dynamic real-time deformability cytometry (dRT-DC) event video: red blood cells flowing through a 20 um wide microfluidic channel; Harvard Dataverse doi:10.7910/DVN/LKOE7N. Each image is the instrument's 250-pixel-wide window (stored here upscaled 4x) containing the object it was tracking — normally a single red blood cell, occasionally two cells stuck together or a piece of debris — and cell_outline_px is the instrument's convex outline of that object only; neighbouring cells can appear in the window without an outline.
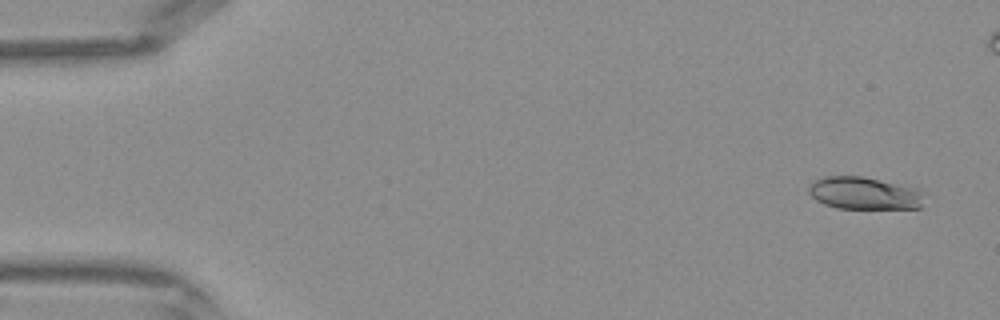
{"species": "Egyptian fruit bat (a non-hibernating species)", "species_latin": "Rousettus aegyptiacus", "temperature_condition": "warm", "stored_images_in_passage": 43, "camera_frame_rate_fps": 3000, "um_per_image_px": 0.085, "frame": {"image": 1, "passage_image": 2, "time_ms": 0.333, "image_size_px": [1000, 320], "cell_outline_px": [[924, 192], [920, 208], [840, 208], [824, 204], [816, 200], [808, 192], [808, 188], [816, 180], [824, 176], [860, 176], [916, 188]], "centroid_in_image_um": [73.45, 16.42], "position_along_channel_um": 11.5, "area_um2": 21.5}}
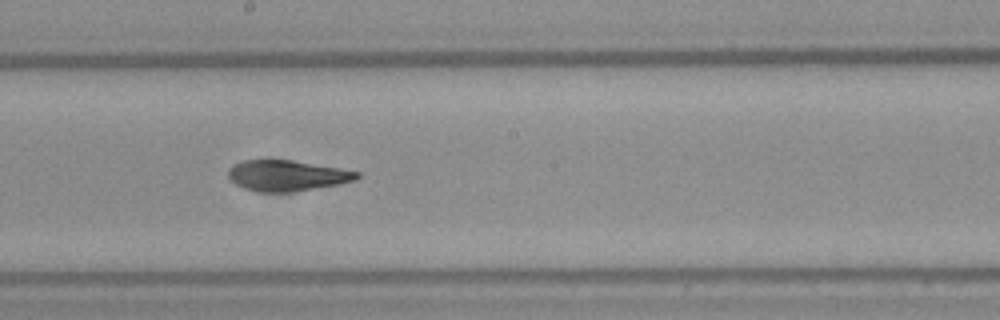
{"frame": {"image": 2, "passage_image": 23, "time_ms": 7.333, "image_size_px": [1000, 320], "cell_outline_px": [[360, 176], [356, 180], [336, 184], [292, 192], [260, 192], [244, 188], [236, 184], [228, 176], [228, 168], [232, 164], [240, 160], [292, 160], [360, 172]], "centroid_in_image_um": [24.34, 14.92], "position_along_channel_um": 223.9, "area_um2": 22.89}}
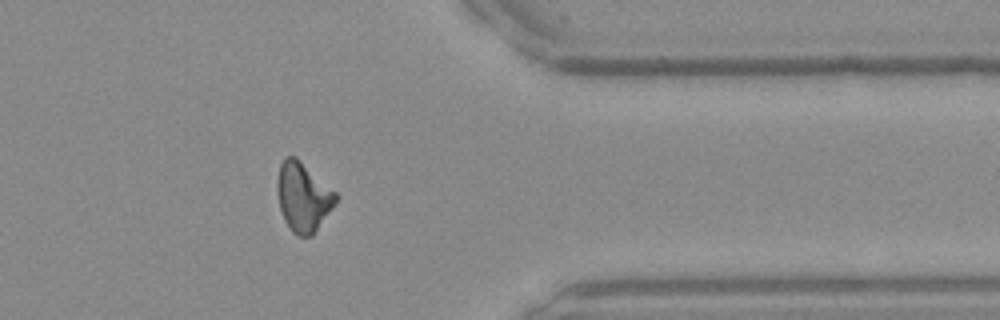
{"frame": {"image": 3, "passage_image": 34, "time_ms": 11.0, "image_size_px": [1000, 320], "cell_outline_px": [[336, 200], [312, 236], [300, 236], [292, 232], [284, 220], [280, 208], [276, 188], [276, 184], [280, 164], [284, 156], [296, 156], [336, 192]], "centroid_in_image_um": [25.72, 16.71], "position_along_channel_um": 385.7, "area_um2": 23.29}}